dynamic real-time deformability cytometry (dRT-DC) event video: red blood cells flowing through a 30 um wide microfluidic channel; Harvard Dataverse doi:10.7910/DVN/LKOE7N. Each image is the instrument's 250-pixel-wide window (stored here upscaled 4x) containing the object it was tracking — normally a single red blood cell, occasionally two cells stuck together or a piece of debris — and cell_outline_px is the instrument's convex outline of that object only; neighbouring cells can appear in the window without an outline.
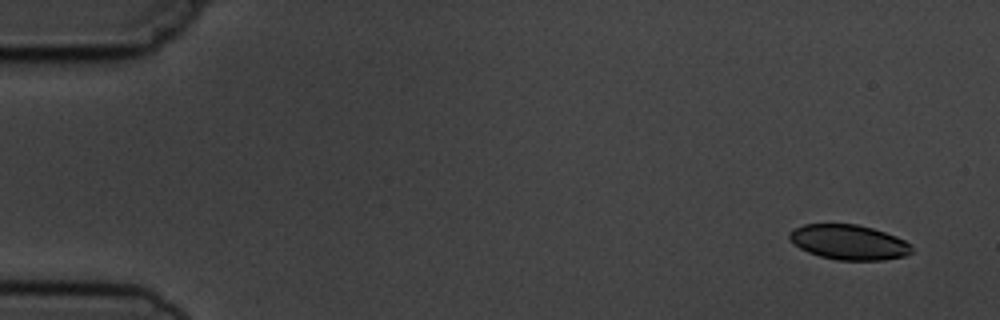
{"species": "common noctule bat (a hibernating species)", "species_latin": "Nyctalus noctula", "temperature_condition": "cold", "stored_images_in_passage": 5, "camera_frame_rate_fps": 3000, "um_per_image_px": 0.085, "animal": {"sex": "male", "body_mass_g": 19.5, "forearm_length_mm": 54.6}, "frame": {"image": 1, "passage_image": 1, "time_ms": 0.0, "image_size_px": [1000, 320], "cell_outline_px": [[912, 252], [904, 256], [884, 260], [836, 260], [820, 256], [808, 252], [800, 248], [788, 236], [788, 232], [804, 224], [856, 224], [872, 228], [896, 236], [912, 244]], "centroid_in_image_um": [72.17, 20.59], "position_along_channel_um": 12.8, "area_um2": 24.8}}
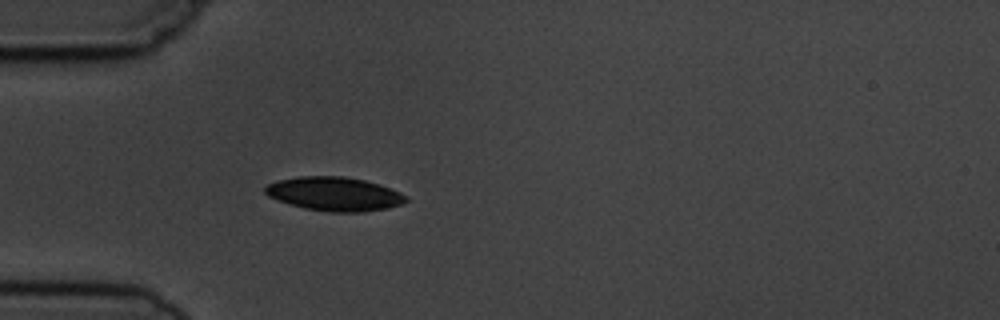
{"frame": {"image": 2, "passage_image": 5, "time_ms": 4.333, "image_size_px": [1000, 320], "cell_outline_px": [[408, 200], [400, 204], [384, 208], [364, 212], [328, 212], [304, 208], [268, 196], [264, 192], [264, 188], [268, 184], [280, 180], [300, 176], [344, 176], [364, 180], [380, 184], [400, 192], [408, 196]], "centroid_in_image_um": [28.44, 16.48], "position_along_channel_um": 56.6, "area_um2": 27.57}}